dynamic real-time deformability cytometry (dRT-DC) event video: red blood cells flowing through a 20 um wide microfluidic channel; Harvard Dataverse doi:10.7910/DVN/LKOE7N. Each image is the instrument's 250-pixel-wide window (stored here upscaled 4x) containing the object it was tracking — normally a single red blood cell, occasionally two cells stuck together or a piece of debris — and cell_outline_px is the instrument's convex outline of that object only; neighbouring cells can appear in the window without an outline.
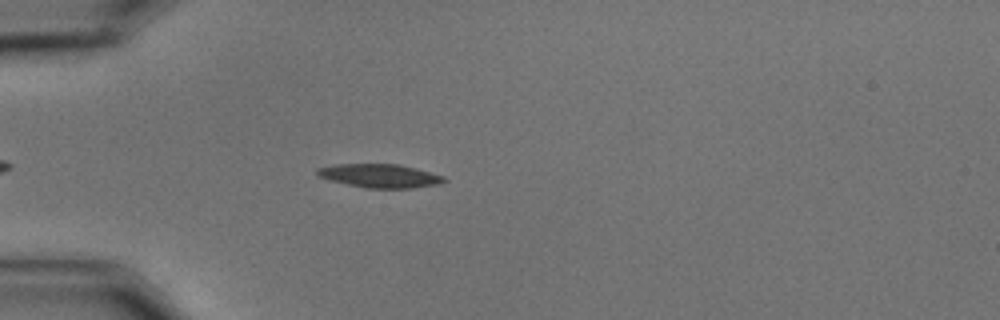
{"species": "common noctule bat (a hibernating species)", "species_latin": "Nyctalus noctula", "temperature_condition": "cold", "stored_images_in_passage": 39, "camera_frame_rate_fps": 3000, "um_per_image_px": 0.085, "animal": {"sex": "male", "body_mass_g": 15.6}, "frame": {"image": 1, "passage_image": 8, "time_ms": 2.333, "image_size_px": [1000, 320], "cell_outline_px": [[448, 180], [440, 184], [408, 188], [368, 188], [348, 184], [332, 180], [320, 176], [316, 172], [316, 168], [336, 164], [396, 164], [444, 176]], "centroid_in_image_um": [32.29, 14.94], "position_along_channel_um": 52.7, "area_um2": 17.05}}
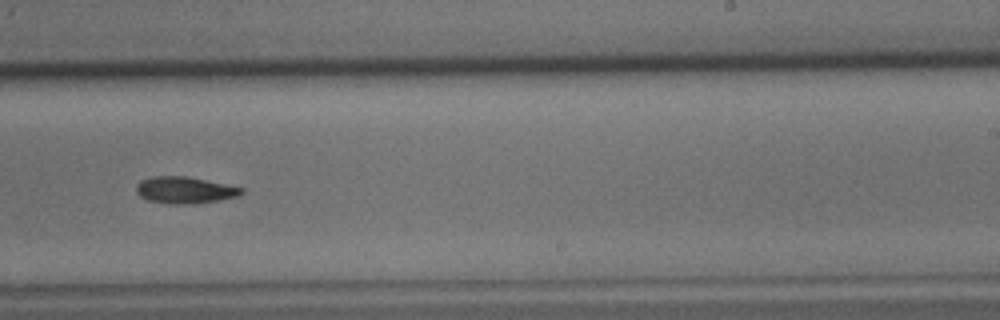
{"frame": {"image": 2, "passage_image": 28, "time_ms": 9.0, "image_size_px": [1000, 320], "cell_outline_px": [[244, 192], [236, 196], [216, 200], [192, 204], [176, 204], [148, 200], [140, 196], [136, 192], [136, 184], [140, 180], [152, 176], [184, 176], [244, 188]], "centroid_in_image_um": [15.65, 16.15], "position_along_channel_um": 273.3, "area_um2": 16.07}}
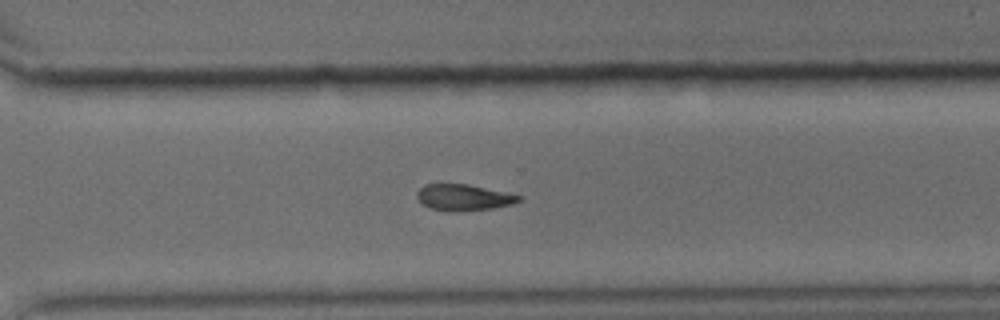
{"frame": {"image": 3, "passage_image": 33, "time_ms": 10.667, "image_size_px": [1000, 320], "cell_outline_px": [[520, 200], [512, 204], [492, 208], [452, 212], [432, 208], [424, 204], [416, 196], [416, 192], [424, 184], [468, 184], [520, 196]], "centroid_in_image_um": [39.36, 16.78], "position_along_channel_um": 331.2, "area_um2": 15.2}, "authors_computed_cell_mechanics": {"area_um2": 16.5886, "velocity_mm_per_s": 3.4867, "shape_relaxation_time_tau1_ms": 5.1742, "shape_relaxation_time_tau2_ms": null, "deformation_change_tau1": 0.1332, "deformation_change_tau2": null}}